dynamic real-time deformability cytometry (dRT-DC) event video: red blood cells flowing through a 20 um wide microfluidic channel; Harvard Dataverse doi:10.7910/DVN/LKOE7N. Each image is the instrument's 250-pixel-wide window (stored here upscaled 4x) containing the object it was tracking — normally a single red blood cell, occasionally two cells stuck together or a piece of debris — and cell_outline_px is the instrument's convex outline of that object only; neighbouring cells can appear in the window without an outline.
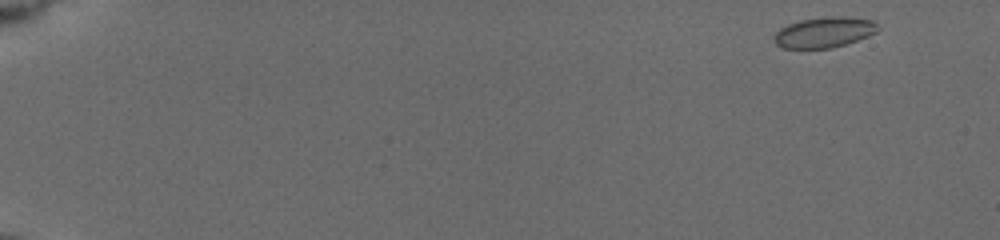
{"species": "common noctule bat (a hibernating species)", "species_latin": "Nyctalus noctula", "temperature_condition": "cold", "stored_images_in_passage": 19, "camera_frame_rate_fps": 3000, "um_per_image_px": 0.085, "animal": {"sex": "female", "body_mass_g": 19.5, "forearm_length_mm": 54.1}, "frame": {"image": 1, "passage_image": 1, "time_ms": 0.0, "image_size_px": [1000, 240], "cell_outline_px": [[880, 28], [876, 32], [868, 36], [832, 48], [784, 48], [776, 44], [772, 40], [776, 32], [780, 28], [788, 24], [800, 20], [824, 16], [844, 16], [876, 20]], "centroid_in_image_um": [70.07, 2.72], "position_along_channel_um": 14.9, "area_um2": 18.67}}
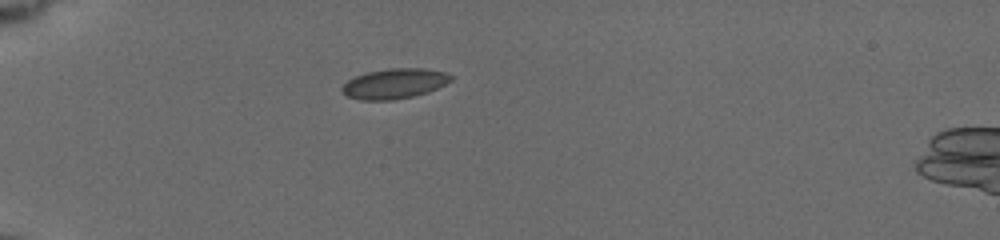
{"frame": {"image": 2, "passage_image": 19, "time_ms": 4.667, "image_size_px": [1000, 240], "cell_outline_px": [[452, 80], [428, 92], [412, 96], [392, 100], [360, 100], [348, 96], [340, 88], [348, 80], [356, 76], [368, 72], [388, 68], [424, 68], [448, 72], [452, 76]], "centroid_in_image_um": [33.55, 7.09], "position_along_channel_um": 51.5, "area_um2": 19.02}}